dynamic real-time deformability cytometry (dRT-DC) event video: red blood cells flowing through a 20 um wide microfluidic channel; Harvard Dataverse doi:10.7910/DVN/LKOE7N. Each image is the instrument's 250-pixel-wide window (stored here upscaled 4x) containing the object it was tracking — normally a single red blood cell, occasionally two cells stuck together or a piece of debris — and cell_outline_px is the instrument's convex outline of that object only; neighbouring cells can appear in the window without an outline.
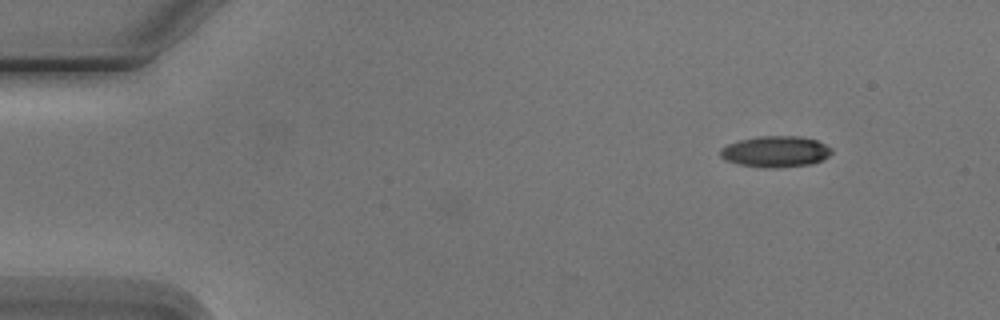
{"species": "Egyptian fruit bat (a non-hibernating species)", "species_latin": "Rousettus aegyptiacus", "temperature_condition": "cold", "stored_images_in_passage": 3, "camera_frame_rate_fps": 3000, "um_per_image_px": 0.085, "animal": {"sex": "male"}, "frame": {"image": 1, "passage_image": 3, "time_ms": 2.667, "image_size_px": [1000, 320], "cell_outline_px": [[832, 152], [828, 156], [812, 164], [772, 168], [764, 168], [740, 164], [724, 160], [720, 156], [720, 148], [728, 144], [740, 140], [760, 136], [796, 136], [816, 140], [832, 148]], "centroid_in_image_um": [65.9, 12.89], "position_along_channel_um": 19.1, "area_um2": 20.06}}